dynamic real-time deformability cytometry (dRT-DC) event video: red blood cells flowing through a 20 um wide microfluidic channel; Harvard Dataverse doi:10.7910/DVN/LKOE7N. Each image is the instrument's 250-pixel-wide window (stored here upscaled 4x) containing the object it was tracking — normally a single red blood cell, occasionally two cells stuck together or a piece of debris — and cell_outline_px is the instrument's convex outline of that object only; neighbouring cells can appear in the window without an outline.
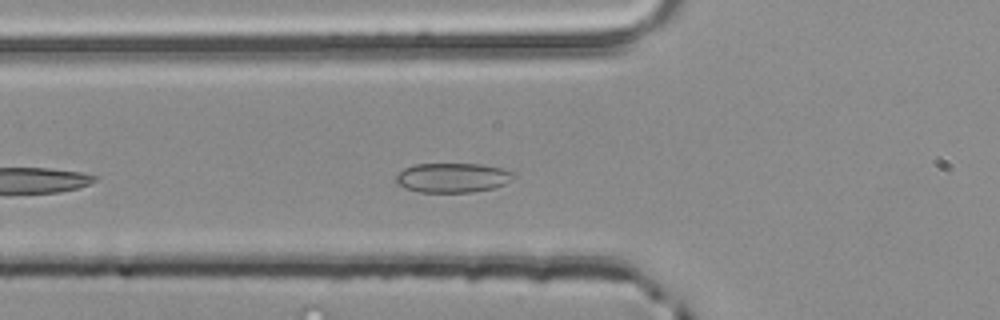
{"species": "common noctule bat (a hibernating species)", "species_latin": "Nyctalus noctula", "temperature_condition": "room temperature", "stored_images_in_passage": 40, "camera_frame_rate_fps": 3000, "um_per_image_px": 0.085, "animal": {"sex": "male", "body_mass_g": 20.4}, "frame": {"image": 1, "passage_image": 6, "time_ms": 1.667, "image_size_px": [1000, 320], "cell_outline_px": [[504, 172], [500, 184], [488, 188], [464, 192], [424, 192], [408, 188], [400, 180], [400, 176], [408, 168], [420, 164], [472, 164], [496, 168]], "centroid_in_image_um": [38.32, 15.1], "position_along_channel_um": 87.5, "area_um2": 17.74}}
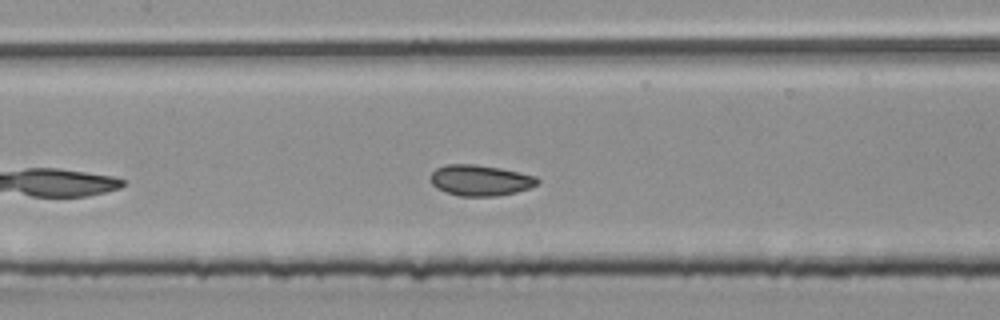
{"frame": {"image": 2, "passage_image": 12, "time_ms": 3.667, "image_size_px": [1000, 320], "cell_outline_px": [[536, 184], [528, 188], [512, 192], [488, 196], [464, 196], [448, 192], [432, 184], [432, 172], [440, 168], [452, 164], [464, 164], [496, 168], [516, 172], [532, 176], [536, 180]], "centroid_in_image_um": [40.78, 15.33], "position_along_channel_um": 166.6, "area_um2": 17.86}}
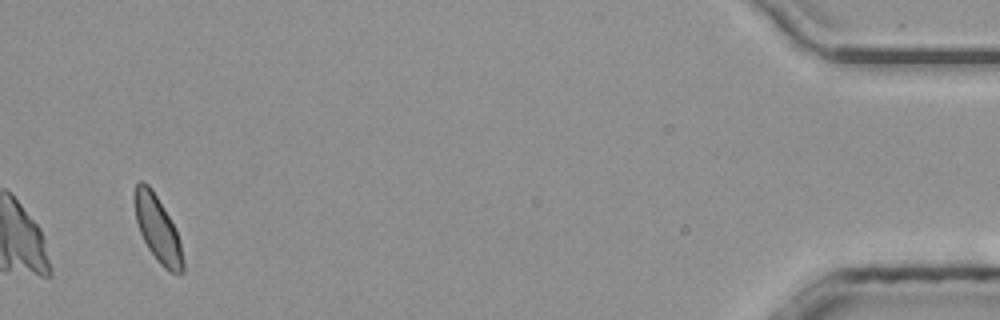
{"frame": {"image": 3, "passage_image": 38, "time_ms": 12.333, "image_size_px": [1000, 320], "cell_outline_px": [[184, 268], [180, 272], [172, 272], [148, 248], [140, 232], [136, 220], [136, 184], [148, 184], [156, 196], [168, 216], [176, 232], [180, 244], [184, 264]], "centroid_in_image_um": [13.41, 19.47], "position_along_channel_um": 421.8, "area_um2": 17.05}, "authors_computed_cell_mechanics": {"area_um2": 17.4267, "velocity_mm_per_s": 3.9263, "shape_relaxation_time_tau1_ms": null, "shape_relaxation_time_tau2_ms": 3.2436, "deformation_change_tau1": null, "deformation_change_tau2": 0.0749}}